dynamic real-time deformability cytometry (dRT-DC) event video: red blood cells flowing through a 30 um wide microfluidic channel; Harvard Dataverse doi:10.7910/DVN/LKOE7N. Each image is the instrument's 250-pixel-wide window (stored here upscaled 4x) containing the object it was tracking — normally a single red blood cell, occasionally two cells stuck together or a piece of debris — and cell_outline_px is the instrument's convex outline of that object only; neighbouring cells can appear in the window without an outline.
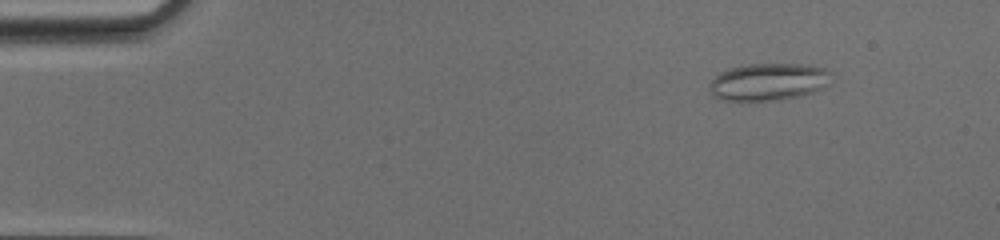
{"species": "common noctule bat (a hibernating species)", "species_latin": "Nyctalus noctula", "temperature_condition": "cold", "stored_images_in_passage": 44, "camera_frame_rate_fps": 3000, "um_per_image_px": 0.085, "animal": {"sex": "female", "body_mass_g": 17.0, "forearm_length_mm": 48.0}, "frame": {"image": 1, "passage_image": 1, "time_ms": 0.0, "image_size_px": [1000, 240], "cell_outline_px": [[832, 72], [820, 88], [812, 92], [800, 96], [776, 100], [720, 100], [712, 96], [708, 88], [708, 84], [720, 72], [732, 68], [748, 64], [808, 64], [824, 68]], "centroid_in_image_um": [65.24, 6.95], "position_along_channel_um": 19.8, "area_um2": 26.18}}
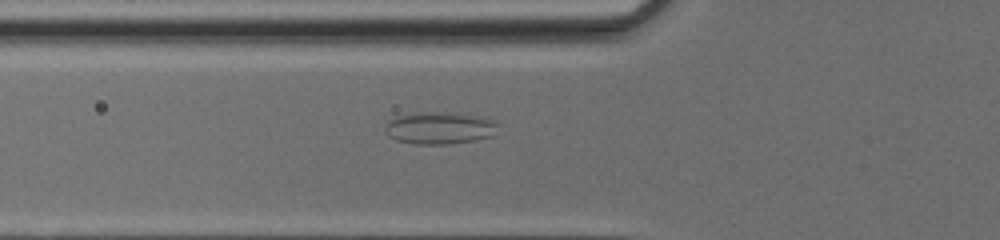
{"frame": {"image": 2, "passage_image": 13, "time_ms": 4.0, "image_size_px": [1000, 240], "cell_outline_px": [[500, 120], [492, 136], [476, 140], [448, 144], [412, 144], [396, 140], [388, 136], [384, 132], [384, 124], [388, 120], [396, 116], [416, 112], [432, 112], [484, 116]], "centroid_in_image_um": [37.35, 10.88], "position_along_channel_um": 88.5, "area_um2": 21.56}}
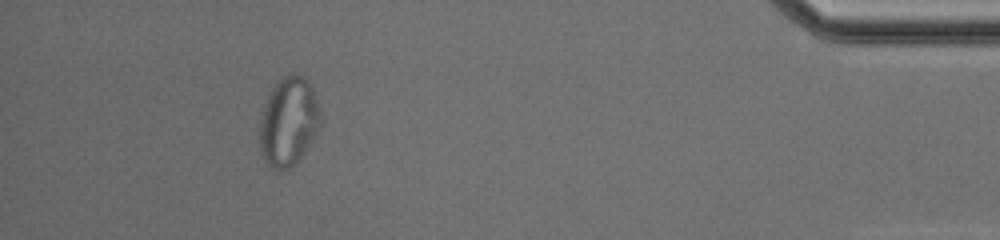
{"frame": {"image": 3, "passage_image": 40, "time_ms": 13.0, "image_size_px": [1000, 240], "cell_outline_px": [[324, 120], [320, 128], [312, 140], [300, 156], [288, 168], [280, 172], [272, 168], [264, 160], [260, 148], [260, 120], [268, 96], [272, 88], [284, 76], [292, 72], [304, 76], [312, 84]], "centroid_in_image_um": [24.57, 10.3], "position_along_channel_um": 410.6, "area_um2": 31.62}, "authors_computed_cell_mechanics": {"area_um2": 23.9292, "velocity_mm_per_s": 4.2208, "shape_relaxation_time_tau1_ms": null, "shape_relaxation_time_tau2_ms": 0.9861, "deformation_change_tau1": null, "deformation_change_tau2": 0.0731}}